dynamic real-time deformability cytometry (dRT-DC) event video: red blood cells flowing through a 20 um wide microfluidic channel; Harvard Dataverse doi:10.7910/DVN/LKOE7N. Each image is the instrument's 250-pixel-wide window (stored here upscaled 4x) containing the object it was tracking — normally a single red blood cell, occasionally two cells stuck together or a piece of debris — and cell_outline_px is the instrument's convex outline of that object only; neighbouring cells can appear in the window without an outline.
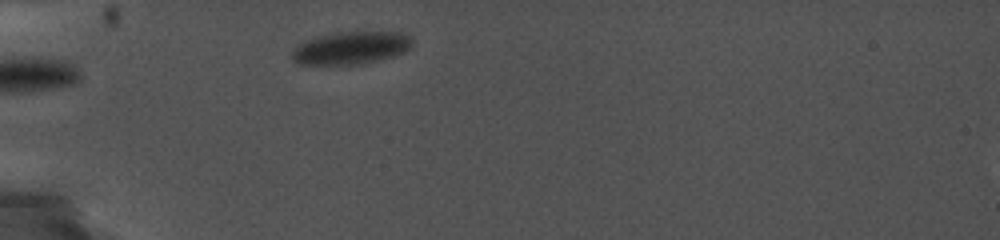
{"species": "common noctule bat (a hibernating species)", "species_latin": "Nyctalus noctula", "temperature_condition": "cold", "stored_images_in_passage": 11, "camera_frame_rate_fps": 5000, "um_per_image_px": 0.085, "animal": {"sex": "female", "body_mass_g": 19.0, "forearm_length_mm": 56.7}, "frame": {"image": 1, "passage_image": 1, "time_ms": 0.0, "image_size_px": [1000, 240], "cell_outline_px": [[412, 48], [404, 52], [392, 56], [364, 64], [300, 64], [292, 60], [292, 52], [300, 44], [308, 40], [320, 36], [336, 32], [404, 32], [412, 40]], "centroid_in_image_um": [29.88, 4.07], "position_along_channel_um": 55.1, "area_um2": 22.66}}